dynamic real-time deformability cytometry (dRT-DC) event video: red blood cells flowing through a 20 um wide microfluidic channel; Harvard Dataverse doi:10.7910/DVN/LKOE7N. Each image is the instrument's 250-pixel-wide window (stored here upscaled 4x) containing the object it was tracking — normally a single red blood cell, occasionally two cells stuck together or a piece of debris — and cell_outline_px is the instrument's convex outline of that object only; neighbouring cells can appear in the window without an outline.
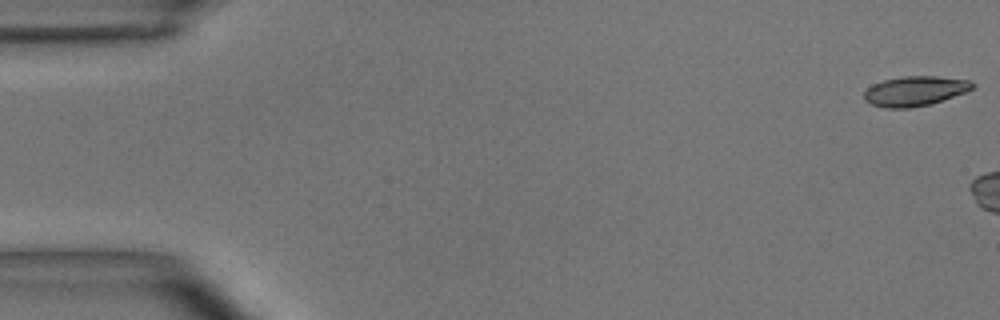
{"species": "common noctule bat (a hibernating species)", "species_latin": "Nyctalus noctula", "temperature_condition": "room temperature", "stored_images_in_passage": 5, "camera_frame_rate_fps": 3000, "um_per_image_px": 0.085, "animal": {"sex": "male", "body_mass_g": 15.6}, "frame": {"image": 1, "passage_image": 1, "time_ms": 0.0, "image_size_px": [1000, 320], "cell_outline_px": [[976, 88], [968, 92], [932, 104], [908, 108], [888, 108], [872, 104], [864, 100], [864, 92], [872, 84], [884, 80], [900, 76], [936, 76], [972, 80], [976, 84]], "centroid_in_image_um": [77.85, 7.73], "position_along_channel_um": 7.2, "area_um2": 19.19}}